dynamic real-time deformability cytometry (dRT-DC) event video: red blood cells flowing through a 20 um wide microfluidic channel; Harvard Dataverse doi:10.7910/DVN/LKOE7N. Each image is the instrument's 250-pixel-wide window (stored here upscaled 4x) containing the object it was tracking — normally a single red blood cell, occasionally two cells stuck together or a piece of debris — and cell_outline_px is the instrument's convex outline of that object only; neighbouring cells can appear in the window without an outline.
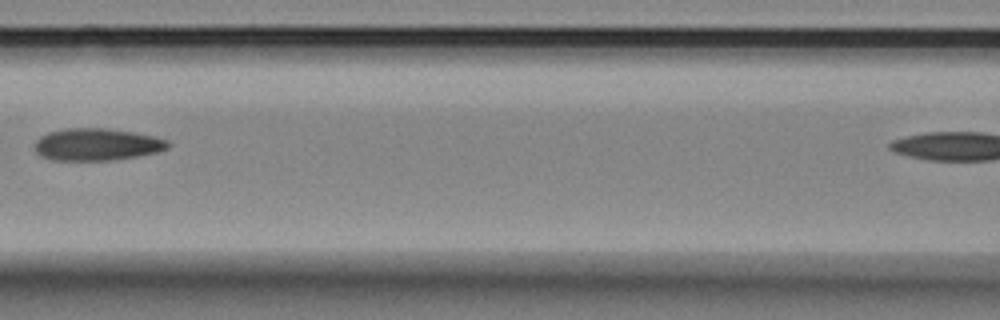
{"species": "Egyptian fruit bat (a non-hibernating species)", "species_latin": "Rousettus aegyptiacus", "temperature_condition": "room temperature", "stored_images_in_passage": 5, "camera_frame_rate_fps": 3000, "um_per_image_px": 0.085, "animal": {"sex": "female"}, "frame": {"image": 1, "passage_image": 3, "time_ms": 0.667, "image_size_px": [1000, 320], "cell_outline_px": [[172, 144], [168, 148], [156, 152], [116, 160], [52, 160], [40, 156], [36, 152], [36, 140], [40, 136], [48, 132], [64, 128], [104, 128], [132, 132], [156, 136], [168, 140]], "centroid_in_image_um": [8.24, 12.27], "position_along_channel_um": 158.4, "area_um2": 25.09}}
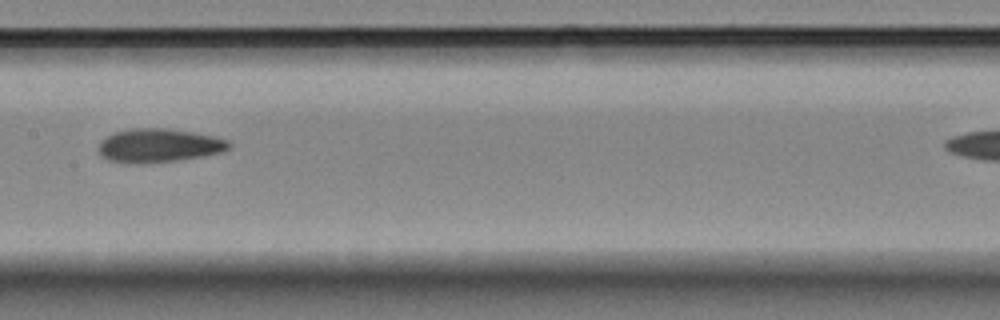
{"frame": {"image": 2, "passage_image": 4, "time_ms": 1.0, "image_size_px": [1000, 320], "cell_outline_px": [[232, 144], [228, 148], [220, 152], [204, 156], [176, 160], [108, 160], [100, 156], [96, 148], [100, 140], [116, 132], [132, 128], [168, 128], [192, 132], [212, 136], [228, 140]], "centroid_in_image_um": [13.51, 12.31], "position_along_channel_um": 193.9, "area_um2": 24.62}}